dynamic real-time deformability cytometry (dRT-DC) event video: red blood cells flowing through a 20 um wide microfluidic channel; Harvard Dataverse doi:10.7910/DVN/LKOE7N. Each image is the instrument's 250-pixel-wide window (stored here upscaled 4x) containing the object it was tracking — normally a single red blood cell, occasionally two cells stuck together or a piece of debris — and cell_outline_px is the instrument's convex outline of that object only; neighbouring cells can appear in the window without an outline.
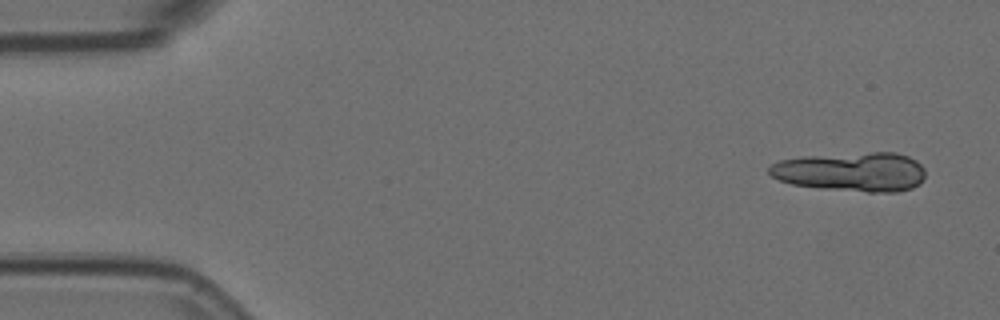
{"species": "Egyptian fruit bat (a non-hibernating species)", "species_latin": "Rousettus aegyptiacus", "temperature_condition": "room temperature", "stored_images_in_passage": 2, "camera_frame_rate_fps": 3000, "um_per_image_px": 0.085, "animal": {"sex": "female"}, "frame": {"image": 1, "passage_image": 1, "time_ms": 0.0, "image_size_px": [1000, 320], "cell_outline_px": [[924, 180], [920, 184], [912, 188], [896, 192], [868, 192], [820, 188], [792, 184], [780, 180], [772, 176], [768, 172], [768, 168], [772, 164], [780, 160], [804, 156], [872, 152], [896, 152], [908, 156], [916, 160], [924, 168]], "centroid_in_image_um": [72.4, 14.6], "position_along_channel_um": 12.6, "area_um2": 35.89}}